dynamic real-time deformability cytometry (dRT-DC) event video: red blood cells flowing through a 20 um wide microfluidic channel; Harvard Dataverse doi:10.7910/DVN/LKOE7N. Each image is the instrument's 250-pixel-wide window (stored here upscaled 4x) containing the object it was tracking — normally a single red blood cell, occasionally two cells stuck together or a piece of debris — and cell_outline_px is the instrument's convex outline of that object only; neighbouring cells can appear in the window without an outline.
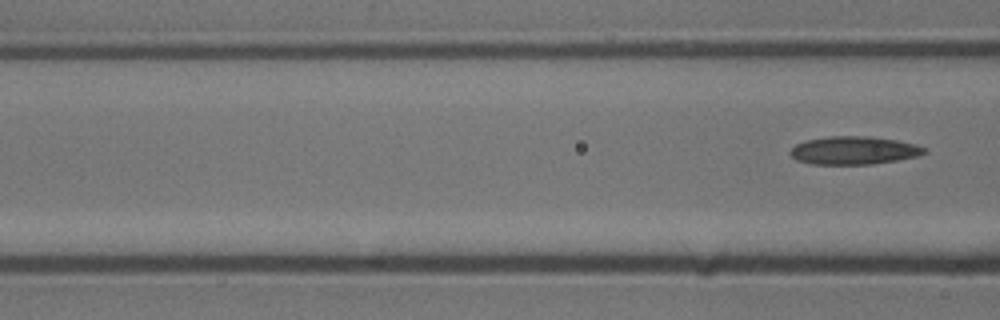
{"species": "common noctule bat (a hibernating species)", "species_latin": "Nyctalus noctula", "temperature_condition": "cold", "stored_images_in_passage": 6, "segment_of_instrument_passage": [2, 2], "camera_frame_rate_fps": 3000, "um_per_image_px": 0.085, "animal": {"sex": "male", "body_mass_g": 13.3}, "frame": {"image": 1, "passage_image": 6, "time_ms": 1.667, "image_size_px": [1000, 320], "cell_outline_px": [[928, 152], [916, 156], [896, 160], [872, 164], [812, 164], [796, 160], [788, 152], [796, 144], [804, 140], [828, 136], [868, 136], [896, 140], [916, 144], [924, 148]], "centroid_in_image_um": [72.54, 12.78], "position_along_channel_um": 94.1, "area_um2": 21.91}}